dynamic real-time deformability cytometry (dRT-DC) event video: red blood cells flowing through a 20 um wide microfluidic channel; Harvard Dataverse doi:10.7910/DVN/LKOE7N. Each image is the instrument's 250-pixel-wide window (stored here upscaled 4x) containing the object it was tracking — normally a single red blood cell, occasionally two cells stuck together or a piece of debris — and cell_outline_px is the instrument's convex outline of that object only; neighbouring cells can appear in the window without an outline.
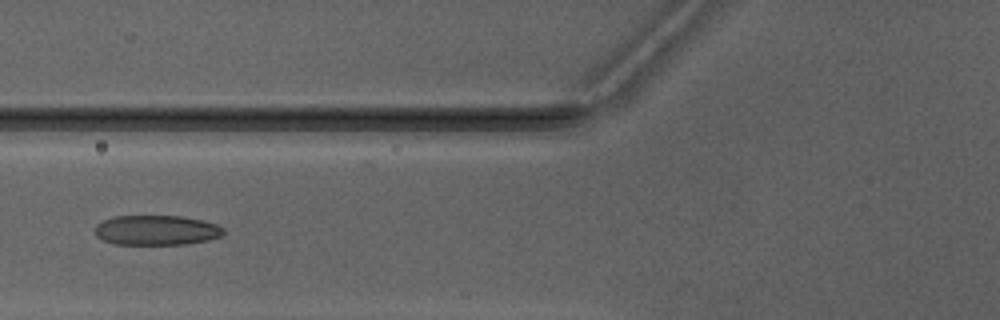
{"species": "Egyptian fruit bat (a non-hibernating species)", "species_latin": "Rousettus aegyptiacus", "temperature_condition": "warm", "stored_images_in_passage": 4, "camera_frame_rate_fps": 3000, "um_per_image_px": 0.085, "animal": {"sex": "male"}, "frame": {"image": 1, "passage_image": 4, "time_ms": 3.667, "image_size_px": [1000, 320], "cell_outline_px": [[224, 232], [220, 236], [208, 240], [184, 244], [112, 244], [96, 236], [96, 224], [112, 216], [180, 216], [200, 220], [216, 224], [224, 228]], "centroid_in_image_um": [13.28, 19.56], "position_along_channel_um": 112.5, "area_um2": 22.25}}